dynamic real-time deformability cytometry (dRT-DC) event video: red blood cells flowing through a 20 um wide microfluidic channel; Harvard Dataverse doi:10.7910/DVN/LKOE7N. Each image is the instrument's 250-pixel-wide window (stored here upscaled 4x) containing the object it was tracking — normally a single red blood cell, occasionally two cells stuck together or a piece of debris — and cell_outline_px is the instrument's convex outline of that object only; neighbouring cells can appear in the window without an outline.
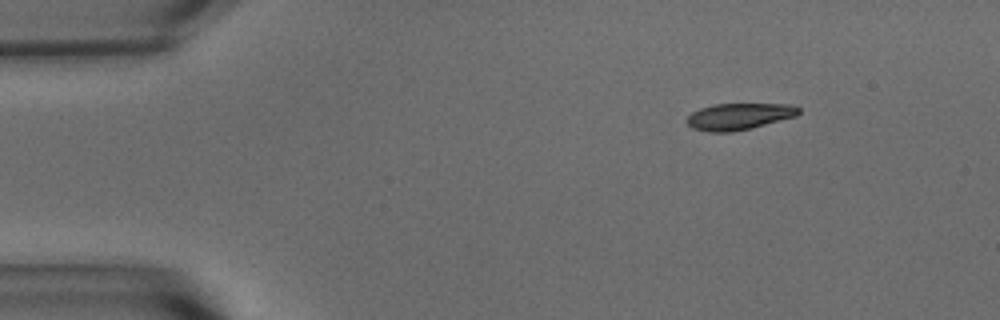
{"species": "common noctule bat (a hibernating species)", "species_latin": "Nyctalus noctula", "temperature_condition": "warm", "stored_images_in_passage": 48, "camera_frame_rate_fps": 3000, "um_per_image_px": 0.085, "animal": {"sex": "male", "body_mass_g": 15.6}, "frame": {"image": 1, "passage_image": 1, "time_ms": 0.0, "image_size_px": [1000, 320], "cell_outline_px": [[800, 112], [796, 116], [752, 128], [732, 132], [708, 132], [692, 128], [684, 120], [692, 112], [700, 108], [712, 104], [792, 104], [800, 108]], "centroid_in_image_um": [62.8, 9.9], "position_along_channel_um": 22.2, "area_um2": 17.46}}
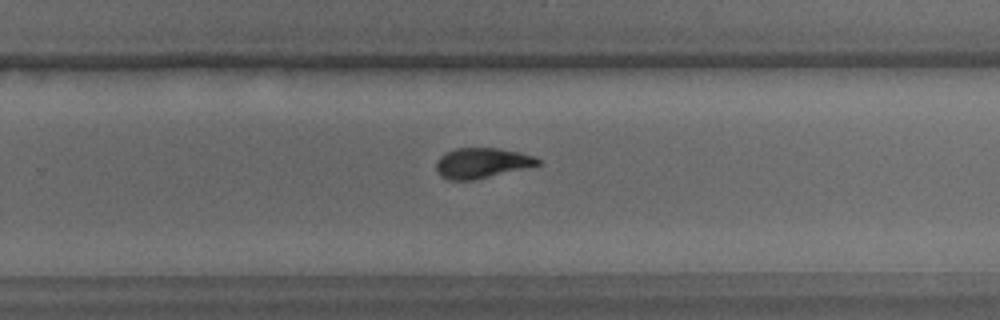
{"frame": {"image": 2, "passage_image": 29, "time_ms": 9.333, "image_size_px": [1000, 320], "cell_outline_px": [[540, 164], [524, 168], [472, 180], [448, 180], [440, 176], [436, 172], [436, 160], [444, 152], [456, 148], [500, 148], [520, 152], [532, 156], [540, 160]], "centroid_in_image_um": [40.88, 13.84], "position_along_channel_um": 288.9, "area_um2": 17.86}}
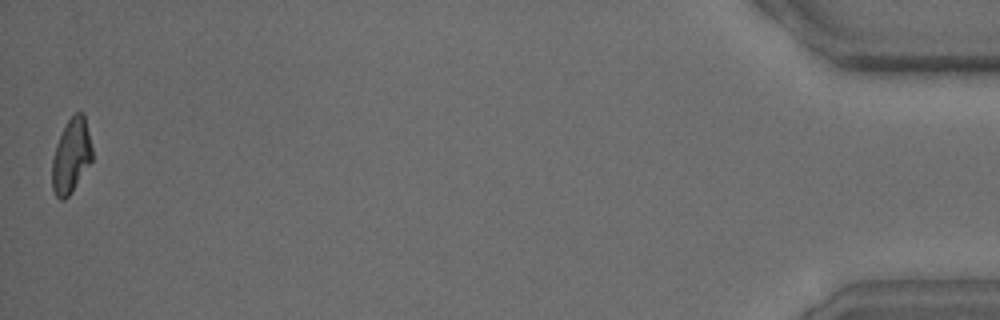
{"frame": {"image": 3, "passage_image": 48, "time_ms": 15.667, "image_size_px": [1000, 320], "cell_outline_px": [[92, 160], [72, 192], [64, 200], [60, 200], [56, 196], [52, 188], [52, 160], [56, 144], [68, 120], [76, 112], [84, 112], [92, 148]], "centroid_in_image_um": [6.05, 13.27], "position_along_channel_um": 429.1, "area_um2": 17.28}, "authors_computed_cell_mechanics": {"area_um2": 18.3515, "velocity_mm_per_s": 3.6956, "shape_relaxation_time_tau1_ms": 6.0165, "shape_relaxation_time_tau2_ms": 1.9656, "deformation_change_tau1": 0.2136, "deformation_change_tau2": 0.0781}}